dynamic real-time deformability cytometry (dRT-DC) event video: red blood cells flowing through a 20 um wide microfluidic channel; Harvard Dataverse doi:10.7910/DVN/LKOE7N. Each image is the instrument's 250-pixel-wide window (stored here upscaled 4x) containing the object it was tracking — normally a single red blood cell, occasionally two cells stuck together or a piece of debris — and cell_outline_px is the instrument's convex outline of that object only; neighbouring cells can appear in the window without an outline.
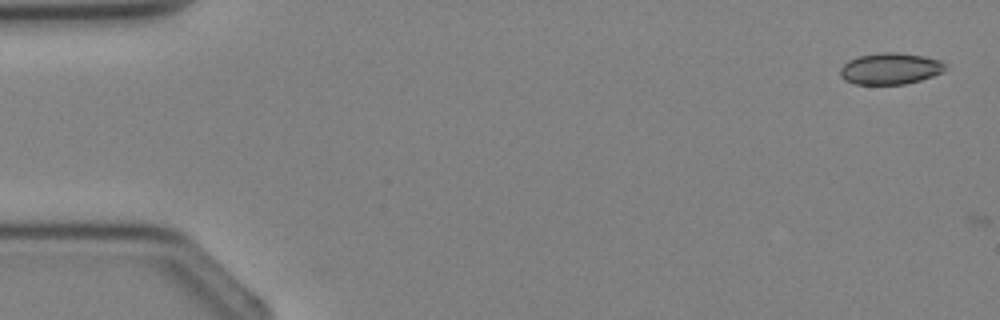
{"species": "Egyptian fruit bat (a non-hibernating species)", "species_latin": "Rousettus aegyptiacus", "temperature_condition": "cold", "stored_images_in_passage": 2, "camera_frame_rate_fps": 3000, "um_per_image_px": 0.085, "animal": {"sex": "female"}, "frame": {"image": 1, "passage_image": 1, "time_ms": 0.0, "image_size_px": [1000, 320], "cell_outline_px": [[948, 68], [944, 72], [920, 80], [904, 84], [856, 84], [844, 80], [840, 76], [840, 68], [848, 60], [860, 56], [880, 52], [896, 52], [924, 56], [940, 60]], "centroid_in_image_um": [75.68, 5.83], "position_along_channel_um": 9.3, "area_um2": 19.31}}